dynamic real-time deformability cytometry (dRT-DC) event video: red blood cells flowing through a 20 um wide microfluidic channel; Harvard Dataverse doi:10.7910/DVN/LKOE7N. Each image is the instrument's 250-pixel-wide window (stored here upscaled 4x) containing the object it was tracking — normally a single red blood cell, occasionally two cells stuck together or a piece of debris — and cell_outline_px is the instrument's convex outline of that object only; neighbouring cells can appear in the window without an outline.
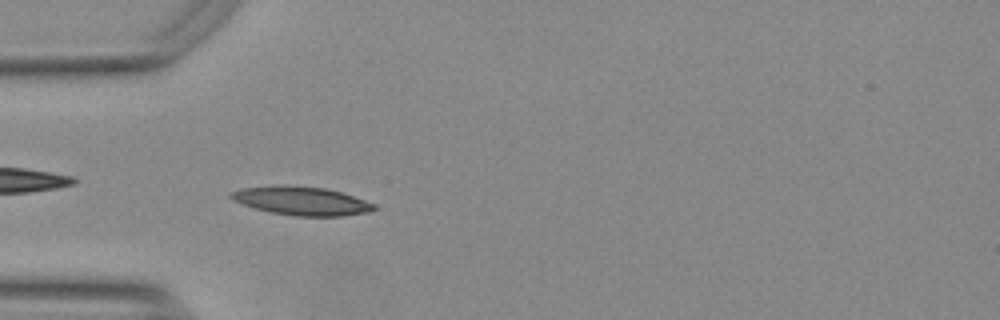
{"species": "Egyptian fruit bat (a non-hibernating species)", "species_latin": "Rousettus aegyptiacus", "temperature_condition": "warm", "stored_images_in_passage": 37, "camera_frame_rate_fps": 3000, "um_per_image_px": 0.085, "animal": {"sex": "female"}, "frame": {"image": 1, "passage_image": 11, "time_ms": 3.333, "image_size_px": [1000, 320], "cell_outline_px": [[376, 208], [372, 212], [340, 216], [296, 216], [272, 212], [256, 208], [232, 200], [228, 196], [232, 192], [244, 188], [272, 184], [288, 184], [324, 188], [340, 192], [376, 204]], "centroid_in_image_um": [25.63, 17.06], "position_along_channel_um": 59.4, "area_um2": 23.87}}
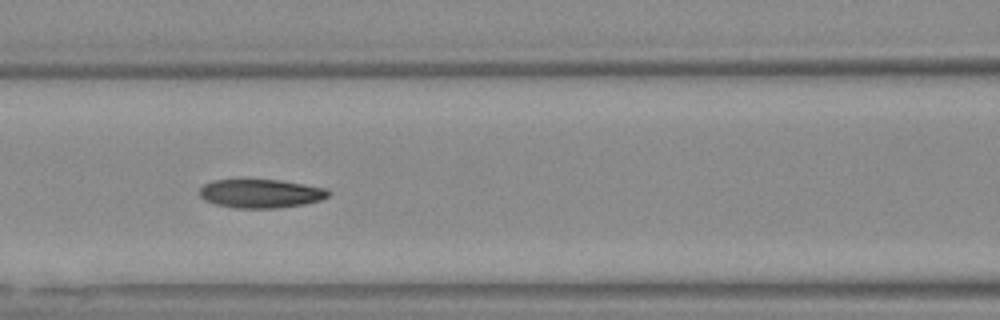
{"frame": {"image": 2, "passage_image": 18, "time_ms": 5.667, "image_size_px": [1000, 320], "cell_outline_px": [[328, 196], [320, 200], [304, 204], [276, 208], [236, 208], [216, 204], [204, 200], [200, 196], [200, 188], [204, 184], [212, 180], [280, 180], [324, 188], [328, 192]], "centroid_in_image_um": [22.12, 16.45], "position_along_channel_um": 144.5, "area_um2": 21.27}}
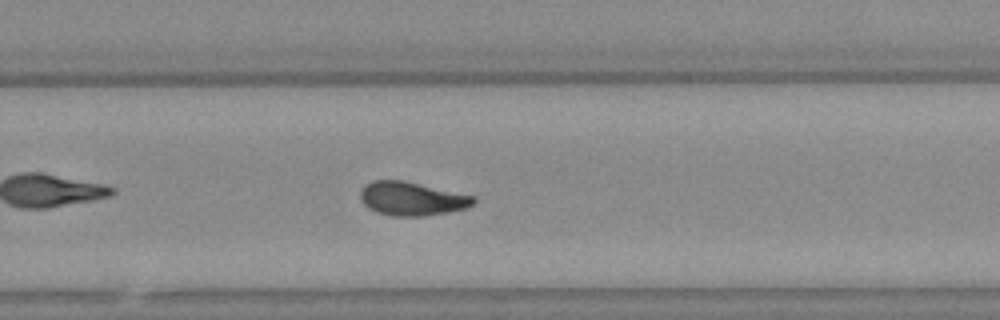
{"frame": {"image": 3, "passage_image": 30, "time_ms": 9.667, "image_size_px": [1000, 320], "cell_outline_px": [[476, 200], [472, 204], [464, 208], [448, 212], [424, 216], [392, 216], [376, 212], [368, 208], [360, 200], [360, 192], [364, 184], [372, 180], [404, 180], [476, 196]], "centroid_in_image_um": [34.97, 16.88], "position_along_channel_um": 294.8, "area_um2": 22.37}, "authors_computed_cell_mechanics": {"area_um2": 21.8484, "velocity_mm_per_s": 3.7727, "shape_relaxation_time_tau1_ms": null, "shape_relaxation_time_tau2_ms": 3.5459, "deformation_change_tau1": null, "deformation_change_tau2": 0.096}}